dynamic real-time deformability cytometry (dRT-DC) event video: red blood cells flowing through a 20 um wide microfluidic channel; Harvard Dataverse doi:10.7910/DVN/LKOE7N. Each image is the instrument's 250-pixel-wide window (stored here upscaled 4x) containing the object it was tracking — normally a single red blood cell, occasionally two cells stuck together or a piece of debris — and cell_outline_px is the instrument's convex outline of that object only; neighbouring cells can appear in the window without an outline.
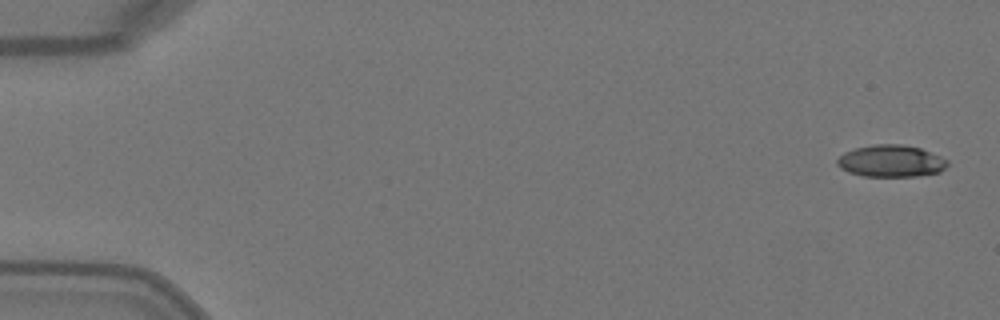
{"species": "Egyptian fruit bat (a non-hibernating species)", "species_latin": "Rousettus aegyptiacus", "temperature_condition": "warm", "stored_images_in_passage": 4, "camera_frame_rate_fps": 3000, "um_per_image_px": 0.085, "animal": {"sex": "female"}, "frame": {"image": 1, "passage_image": 1, "time_ms": 0.0, "image_size_px": [1000, 320], "cell_outline_px": [[948, 164], [940, 172], [916, 176], [864, 176], [848, 172], [840, 168], [836, 164], [836, 160], [844, 152], [856, 148], [876, 144], [900, 144], [920, 148], [940, 156], [948, 160]], "centroid_in_image_um": [75.72, 13.69], "position_along_channel_um": 9.3, "area_um2": 20.46}}
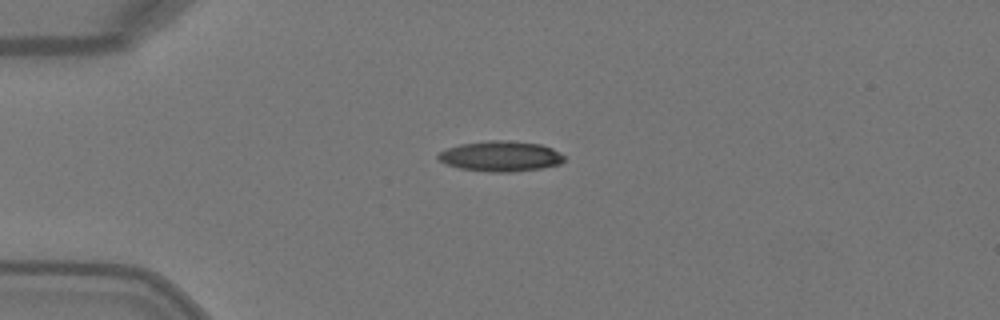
{"frame": {"image": 2, "passage_image": 4, "time_ms": 1.0, "image_size_px": [1000, 320], "cell_outline_px": [[564, 160], [560, 164], [540, 168], [512, 172], [488, 172], [460, 168], [444, 164], [436, 156], [440, 152], [448, 148], [460, 144], [488, 140], [508, 140], [540, 144], [552, 148], [564, 156]], "centroid_in_image_um": [42.53, 13.28], "position_along_channel_um": 42.5, "area_um2": 22.31}}